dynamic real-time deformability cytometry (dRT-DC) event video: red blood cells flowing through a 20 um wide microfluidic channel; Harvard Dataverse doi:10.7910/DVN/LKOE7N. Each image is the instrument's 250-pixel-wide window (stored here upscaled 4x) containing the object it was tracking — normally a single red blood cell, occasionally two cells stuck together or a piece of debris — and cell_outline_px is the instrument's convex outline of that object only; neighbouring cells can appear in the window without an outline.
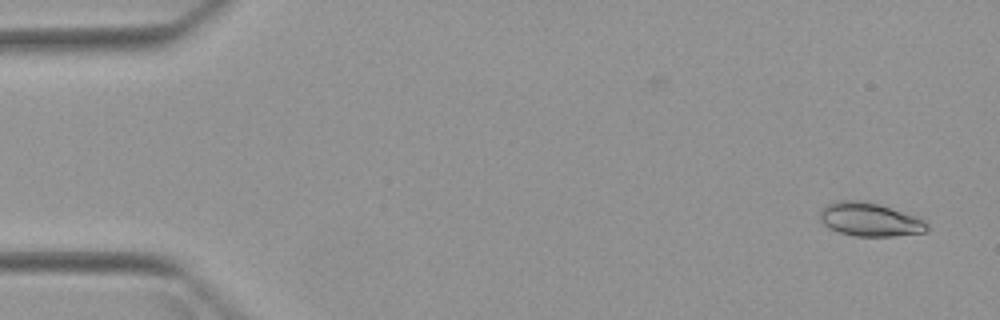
{"species": "Egyptian fruit bat (a non-hibernating species)", "species_latin": "Rousettus aegyptiacus", "temperature_condition": "warm", "stored_images_in_passage": 2, "camera_frame_rate_fps": 3000, "um_per_image_px": 0.085, "animal": {"sex": "female"}, "frame": {"image": 1, "passage_image": 2, "time_ms": 1.0, "image_size_px": [1000, 320], "cell_outline_px": [[928, 228], [924, 232], [892, 236], [852, 236], [828, 228], [820, 220], [820, 208], [832, 200], [864, 200], [880, 204], [916, 216], [924, 220], [928, 224]], "centroid_in_image_um": [73.88, 18.63], "position_along_channel_um": 11.1, "area_um2": 21.21}}